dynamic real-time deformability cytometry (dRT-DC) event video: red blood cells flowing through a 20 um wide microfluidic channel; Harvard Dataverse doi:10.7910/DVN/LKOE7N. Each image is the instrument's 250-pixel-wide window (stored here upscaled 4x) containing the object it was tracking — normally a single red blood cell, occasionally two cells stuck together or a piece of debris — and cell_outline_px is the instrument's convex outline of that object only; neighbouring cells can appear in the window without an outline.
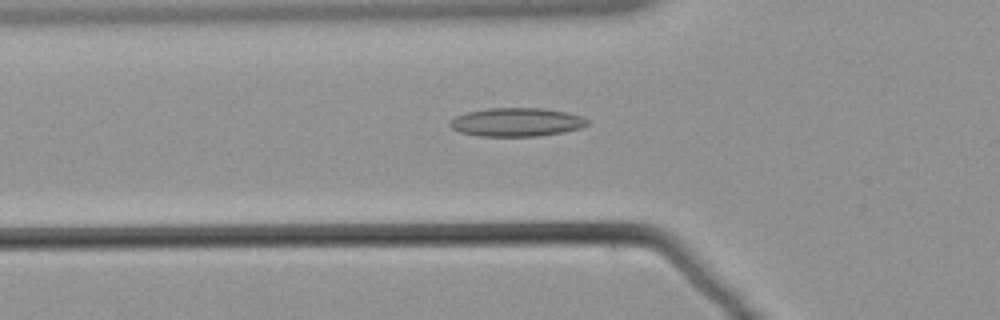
{"species": "common noctule bat (a hibernating species)", "species_latin": "Nyctalus noctula", "temperature_condition": "warm", "stored_images_in_passage": 39, "camera_frame_rate_fps": 3000, "um_per_image_px": 0.085, "animal": {"sex": "male", "body_mass_g": 21.5, "forearm_length_mm": 52.0}, "frame": {"image": 1, "passage_image": 2, "time_ms": 0.333, "image_size_px": [1000, 320], "cell_outline_px": [[568, 128], [552, 132], [512, 136], [508, 136], [468, 132], [480, 112], [552, 112]], "centroid_in_image_um": [43.89, 10.49], "position_along_channel_um": 81.9, "area_um2": 13.7}}
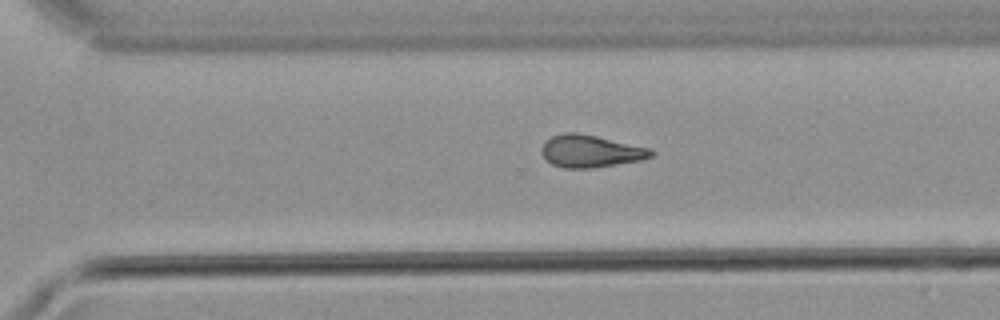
{"frame": {"image": 2, "passage_image": 22, "time_ms": 7.0, "image_size_px": [1000, 320], "cell_outline_px": [[652, 152], [648, 156], [608, 164], [556, 164], [548, 160], [544, 152], [544, 148], [552, 140], [560, 136], [588, 136]], "centroid_in_image_um": [50.12, 12.85], "position_along_channel_um": 320.5, "area_um2": 15.78}}
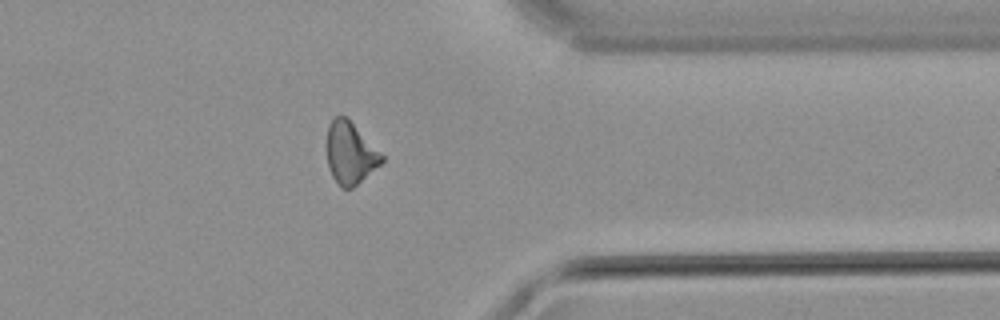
{"frame": {"image": 3, "passage_image": 28, "time_ms": 9.0, "image_size_px": [1000, 320], "cell_outline_px": [[380, 160], [376, 164], [348, 188], [332, 172], [328, 160], [328, 132], [332, 124], [344, 120], [348, 120], [380, 156]], "centroid_in_image_um": [29.71, 13.01], "position_along_channel_um": 381.7, "area_um2": 16.24}}